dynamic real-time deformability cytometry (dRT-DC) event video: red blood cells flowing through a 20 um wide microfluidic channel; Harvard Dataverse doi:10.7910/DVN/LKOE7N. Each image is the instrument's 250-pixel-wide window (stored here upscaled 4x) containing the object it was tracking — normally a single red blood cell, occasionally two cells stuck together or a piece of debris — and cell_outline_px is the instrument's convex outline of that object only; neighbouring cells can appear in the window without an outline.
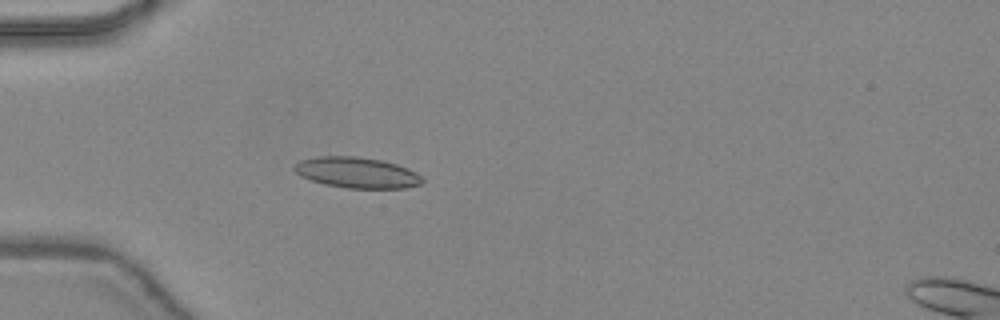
{"species": "common noctule bat (a hibernating species)", "species_latin": "Nyctalus noctula", "temperature_condition": "warm", "stored_images_in_passage": 47, "camera_frame_rate_fps": 3000, "um_per_image_px": 0.085, "animal": {"sex": "female", "body_mass_g": 24.6, "forearm_length_mm": 56.2}, "frame": {"image": 1, "passage_image": 15, "time_ms": 4.667, "image_size_px": [1000, 320], "cell_outline_px": [[424, 180], [420, 184], [404, 188], [344, 188], [324, 184], [300, 176], [292, 168], [300, 160], [316, 156], [356, 156], [380, 160], [396, 164], [408, 168], [416, 172]], "centroid_in_image_um": [30.31, 14.67], "position_along_channel_um": 54.7, "area_um2": 22.95}}
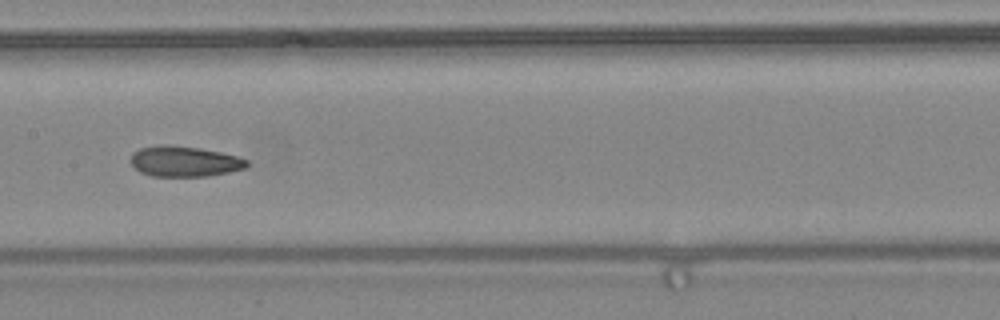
{"frame": {"image": 2, "passage_image": 25, "time_ms": 8.0, "image_size_px": [1000, 320], "cell_outline_px": [[248, 168], [208, 176], [152, 176], [140, 172], [132, 164], [132, 152], [140, 148], [160, 144], [168, 144], [200, 148], [220, 152], [236, 156], [248, 160]], "centroid_in_image_um": [15.69, 13.71], "position_along_channel_um": 191.7, "area_um2": 20.69}}
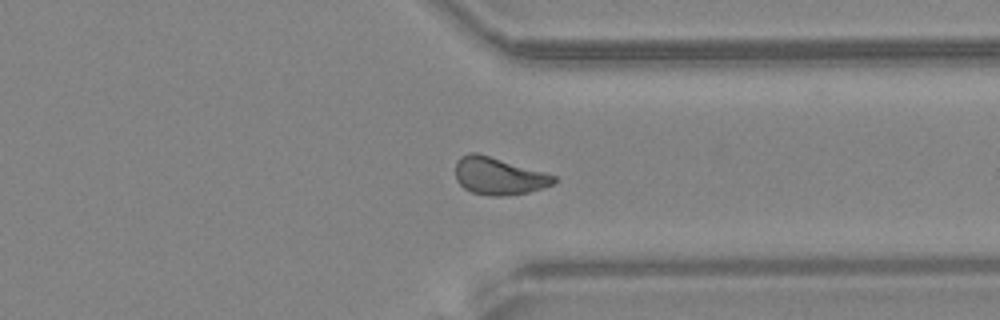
{"frame": {"image": 3, "passage_image": 37, "time_ms": 12.0, "image_size_px": [1000, 320], "cell_outline_px": [[556, 180], [552, 184], [544, 188], [528, 192], [500, 196], [488, 196], [472, 192], [464, 188], [456, 180], [456, 160], [460, 156], [468, 152], [476, 152], [544, 172], [556, 176]], "centroid_in_image_um": [42.35, 14.96], "position_along_channel_um": 369.0, "area_um2": 21.33}, "authors_computed_cell_mechanics": {"area_um2": 21.2126, "velocity_mm_per_s": 4.4508, "shape_relaxation_time_tau1_ms": null, "shape_relaxation_time_tau2_ms": 2.016, "deformation_change_tau1": null, "deformation_change_tau2": 0.08}}